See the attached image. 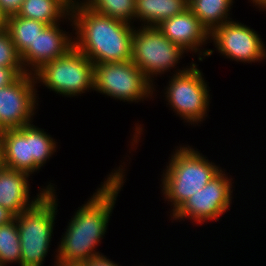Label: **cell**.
I'll list each match as a JSON object with an SVG mask.
<instances>
[{
	"label": "cell",
	"mask_w": 266,
	"mask_h": 266,
	"mask_svg": "<svg viewBox=\"0 0 266 266\" xmlns=\"http://www.w3.org/2000/svg\"><path fill=\"white\" fill-rule=\"evenodd\" d=\"M123 167L125 166L120 165L113 169L89 200L77 208L56 248V262L83 264L91 258L103 255L96 248L107 232L117 196L125 183L126 172Z\"/></svg>",
	"instance_id": "6da1fadb"
},
{
	"label": "cell",
	"mask_w": 266,
	"mask_h": 266,
	"mask_svg": "<svg viewBox=\"0 0 266 266\" xmlns=\"http://www.w3.org/2000/svg\"><path fill=\"white\" fill-rule=\"evenodd\" d=\"M75 47L94 65L132 60L135 25L99 14L84 3L71 9Z\"/></svg>",
	"instance_id": "7a4b0ae2"
},
{
	"label": "cell",
	"mask_w": 266,
	"mask_h": 266,
	"mask_svg": "<svg viewBox=\"0 0 266 266\" xmlns=\"http://www.w3.org/2000/svg\"><path fill=\"white\" fill-rule=\"evenodd\" d=\"M163 170L161 191L174 214L187 199L202 189L222 168L189 145H179Z\"/></svg>",
	"instance_id": "3957f363"
},
{
	"label": "cell",
	"mask_w": 266,
	"mask_h": 266,
	"mask_svg": "<svg viewBox=\"0 0 266 266\" xmlns=\"http://www.w3.org/2000/svg\"><path fill=\"white\" fill-rule=\"evenodd\" d=\"M0 140L2 165L30 175L39 171L57 148L55 139L33 123L0 132Z\"/></svg>",
	"instance_id": "277c9868"
},
{
	"label": "cell",
	"mask_w": 266,
	"mask_h": 266,
	"mask_svg": "<svg viewBox=\"0 0 266 266\" xmlns=\"http://www.w3.org/2000/svg\"><path fill=\"white\" fill-rule=\"evenodd\" d=\"M56 192H48L33 208L16 216L21 266H43L51 245L58 199Z\"/></svg>",
	"instance_id": "5b68a950"
},
{
	"label": "cell",
	"mask_w": 266,
	"mask_h": 266,
	"mask_svg": "<svg viewBox=\"0 0 266 266\" xmlns=\"http://www.w3.org/2000/svg\"><path fill=\"white\" fill-rule=\"evenodd\" d=\"M192 64V65H191ZM190 66L174 70L163 92L167 105L173 112L189 124L198 125L207 117L210 105L209 86L204 80L202 70L191 62Z\"/></svg>",
	"instance_id": "8992f818"
},
{
	"label": "cell",
	"mask_w": 266,
	"mask_h": 266,
	"mask_svg": "<svg viewBox=\"0 0 266 266\" xmlns=\"http://www.w3.org/2000/svg\"><path fill=\"white\" fill-rule=\"evenodd\" d=\"M36 83L66 97L94 90V63L76 47L45 63L34 73Z\"/></svg>",
	"instance_id": "52a82bcc"
},
{
	"label": "cell",
	"mask_w": 266,
	"mask_h": 266,
	"mask_svg": "<svg viewBox=\"0 0 266 266\" xmlns=\"http://www.w3.org/2000/svg\"><path fill=\"white\" fill-rule=\"evenodd\" d=\"M155 86L132 60L94 65V91L115 100L138 103L152 99Z\"/></svg>",
	"instance_id": "ba28073f"
},
{
	"label": "cell",
	"mask_w": 266,
	"mask_h": 266,
	"mask_svg": "<svg viewBox=\"0 0 266 266\" xmlns=\"http://www.w3.org/2000/svg\"><path fill=\"white\" fill-rule=\"evenodd\" d=\"M139 27L133 31L132 62L153 83L155 75L175 69L187 52L167 39L157 26Z\"/></svg>",
	"instance_id": "9c48e42d"
},
{
	"label": "cell",
	"mask_w": 266,
	"mask_h": 266,
	"mask_svg": "<svg viewBox=\"0 0 266 266\" xmlns=\"http://www.w3.org/2000/svg\"><path fill=\"white\" fill-rule=\"evenodd\" d=\"M221 170L202 189L197 191L185 203L171 215V219L184 220L187 218L196 224H204L209 221H219V217L225 214L231 207L233 193V178Z\"/></svg>",
	"instance_id": "30bf717a"
},
{
	"label": "cell",
	"mask_w": 266,
	"mask_h": 266,
	"mask_svg": "<svg viewBox=\"0 0 266 266\" xmlns=\"http://www.w3.org/2000/svg\"><path fill=\"white\" fill-rule=\"evenodd\" d=\"M36 86L34 74L26 73L0 89V132L33 123L39 104Z\"/></svg>",
	"instance_id": "8fae6325"
},
{
	"label": "cell",
	"mask_w": 266,
	"mask_h": 266,
	"mask_svg": "<svg viewBox=\"0 0 266 266\" xmlns=\"http://www.w3.org/2000/svg\"><path fill=\"white\" fill-rule=\"evenodd\" d=\"M213 42L226 59L243 63H257L266 59V46L261 36L241 22L228 21L210 33Z\"/></svg>",
	"instance_id": "7c38bea8"
},
{
	"label": "cell",
	"mask_w": 266,
	"mask_h": 266,
	"mask_svg": "<svg viewBox=\"0 0 266 266\" xmlns=\"http://www.w3.org/2000/svg\"><path fill=\"white\" fill-rule=\"evenodd\" d=\"M157 28L167 39L179 45L187 53L190 51V53L197 54L198 52L199 61H203L204 57L211 56L214 52V50L202 47L210 43L208 42L210 33L189 8L181 14L165 19Z\"/></svg>",
	"instance_id": "4fadbf2b"
},
{
	"label": "cell",
	"mask_w": 266,
	"mask_h": 266,
	"mask_svg": "<svg viewBox=\"0 0 266 266\" xmlns=\"http://www.w3.org/2000/svg\"><path fill=\"white\" fill-rule=\"evenodd\" d=\"M60 25H47L39 32L33 45L20 55L26 73L34 74L45 63L54 61L75 47L74 36L60 29Z\"/></svg>",
	"instance_id": "5bb4252c"
},
{
	"label": "cell",
	"mask_w": 266,
	"mask_h": 266,
	"mask_svg": "<svg viewBox=\"0 0 266 266\" xmlns=\"http://www.w3.org/2000/svg\"><path fill=\"white\" fill-rule=\"evenodd\" d=\"M29 176L26 172L0 165V206L15 217L33 208L48 192L56 191L55 184L49 182L37 196L30 198Z\"/></svg>",
	"instance_id": "9a60e30c"
},
{
	"label": "cell",
	"mask_w": 266,
	"mask_h": 266,
	"mask_svg": "<svg viewBox=\"0 0 266 266\" xmlns=\"http://www.w3.org/2000/svg\"><path fill=\"white\" fill-rule=\"evenodd\" d=\"M187 8L188 0H135L134 21L142 22L141 26H158Z\"/></svg>",
	"instance_id": "2e32d148"
},
{
	"label": "cell",
	"mask_w": 266,
	"mask_h": 266,
	"mask_svg": "<svg viewBox=\"0 0 266 266\" xmlns=\"http://www.w3.org/2000/svg\"><path fill=\"white\" fill-rule=\"evenodd\" d=\"M16 15L47 25L65 22L64 19L73 22L71 8L62 0H24Z\"/></svg>",
	"instance_id": "e0dca14e"
},
{
	"label": "cell",
	"mask_w": 266,
	"mask_h": 266,
	"mask_svg": "<svg viewBox=\"0 0 266 266\" xmlns=\"http://www.w3.org/2000/svg\"><path fill=\"white\" fill-rule=\"evenodd\" d=\"M233 3L234 0H188V8L211 33L216 27L233 20L230 18Z\"/></svg>",
	"instance_id": "ac0fdd59"
},
{
	"label": "cell",
	"mask_w": 266,
	"mask_h": 266,
	"mask_svg": "<svg viewBox=\"0 0 266 266\" xmlns=\"http://www.w3.org/2000/svg\"><path fill=\"white\" fill-rule=\"evenodd\" d=\"M47 24L12 15L7 17L6 30L10 33L12 41L19 55H21L30 45H33L39 32Z\"/></svg>",
	"instance_id": "d6986e66"
},
{
	"label": "cell",
	"mask_w": 266,
	"mask_h": 266,
	"mask_svg": "<svg viewBox=\"0 0 266 266\" xmlns=\"http://www.w3.org/2000/svg\"><path fill=\"white\" fill-rule=\"evenodd\" d=\"M19 263L21 266V246L16 217L9 223L0 225V266Z\"/></svg>",
	"instance_id": "ffe728a7"
},
{
	"label": "cell",
	"mask_w": 266,
	"mask_h": 266,
	"mask_svg": "<svg viewBox=\"0 0 266 266\" xmlns=\"http://www.w3.org/2000/svg\"><path fill=\"white\" fill-rule=\"evenodd\" d=\"M83 3L99 14L134 23L135 0H84Z\"/></svg>",
	"instance_id": "44dd1931"
},
{
	"label": "cell",
	"mask_w": 266,
	"mask_h": 266,
	"mask_svg": "<svg viewBox=\"0 0 266 266\" xmlns=\"http://www.w3.org/2000/svg\"><path fill=\"white\" fill-rule=\"evenodd\" d=\"M0 67L12 68L19 76L26 74L20 55L6 29L0 32Z\"/></svg>",
	"instance_id": "7402d4cb"
},
{
	"label": "cell",
	"mask_w": 266,
	"mask_h": 266,
	"mask_svg": "<svg viewBox=\"0 0 266 266\" xmlns=\"http://www.w3.org/2000/svg\"><path fill=\"white\" fill-rule=\"evenodd\" d=\"M24 0H0V9L6 17L16 15Z\"/></svg>",
	"instance_id": "603a6c76"
},
{
	"label": "cell",
	"mask_w": 266,
	"mask_h": 266,
	"mask_svg": "<svg viewBox=\"0 0 266 266\" xmlns=\"http://www.w3.org/2000/svg\"><path fill=\"white\" fill-rule=\"evenodd\" d=\"M19 75L12 68L0 67V89L13 83Z\"/></svg>",
	"instance_id": "cb8c5ba5"
},
{
	"label": "cell",
	"mask_w": 266,
	"mask_h": 266,
	"mask_svg": "<svg viewBox=\"0 0 266 266\" xmlns=\"http://www.w3.org/2000/svg\"><path fill=\"white\" fill-rule=\"evenodd\" d=\"M83 266H120L116 262L109 259L106 255H99L91 258L82 264Z\"/></svg>",
	"instance_id": "d4e9b609"
},
{
	"label": "cell",
	"mask_w": 266,
	"mask_h": 266,
	"mask_svg": "<svg viewBox=\"0 0 266 266\" xmlns=\"http://www.w3.org/2000/svg\"><path fill=\"white\" fill-rule=\"evenodd\" d=\"M14 218L15 216L10 211L0 206V225L7 224Z\"/></svg>",
	"instance_id": "484cf974"
},
{
	"label": "cell",
	"mask_w": 266,
	"mask_h": 266,
	"mask_svg": "<svg viewBox=\"0 0 266 266\" xmlns=\"http://www.w3.org/2000/svg\"><path fill=\"white\" fill-rule=\"evenodd\" d=\"M251 3L257 8H260L259 10L266 11V0H250Z\"/></svg>",
	"instance_id": "4316f807"
},
{
	"label": "cell",
	"mask_w": 266,
	"mask_h": 266,
	"mask_svg": "<svg viewBox=\"0 0 266 266\" xmlns=\"http://www.w3.org/2000/svg\"><path fill=\"white\" fill-rule=\"evenodd\" d=\"M7 17L0 9V32L6 29Z\"/></svg>",
	"instance_id": "83f0119b"
},
{
	"label": "cell",
	"mask_w": 266,
	"mask_h": 266,
	"mask_svg": "<svg viewBox=\"0 0 266 266\" xmlns=\"http://www.w3.org/2000/svg\"><path fill=\"white\" fill-rule=\"evenodd\" d=\"M64 1L71 9L77 7L79 4L83 3L84 0H62ZM80 1V2H79Z\"/></svg>",
	"instance_id": "f1b7e54d"
},
{
	"label": "cell",
	"mask_w": 266,
	"mask_h": 266,
	"mask_svg": "<svg viewBox=\"0 0 266 266\" xmlns=\"http://www.w3.org/2000/svg\"><path fill=\"white\" fill-rule=\"evenodd\" d=\"M54 266H83L82 264H65L54 261Z\"/></svg>",
	"instance_id": "f546056e"
},
{
	"label": "cell",
	"mask_w": 266,
	"mask_h": 266,
	"mask_svg": "<svg viewBox=\"0 0 266 266\" xmlns=\"http://www.w3.org/2000/svg\"><path fill=\"white\" fill-rule=\"evenodd\" d=\"M1 140H0V165H1Z\"/></svg>",
	"instance_id": "4dcf8cb0"
}]
</instances>
